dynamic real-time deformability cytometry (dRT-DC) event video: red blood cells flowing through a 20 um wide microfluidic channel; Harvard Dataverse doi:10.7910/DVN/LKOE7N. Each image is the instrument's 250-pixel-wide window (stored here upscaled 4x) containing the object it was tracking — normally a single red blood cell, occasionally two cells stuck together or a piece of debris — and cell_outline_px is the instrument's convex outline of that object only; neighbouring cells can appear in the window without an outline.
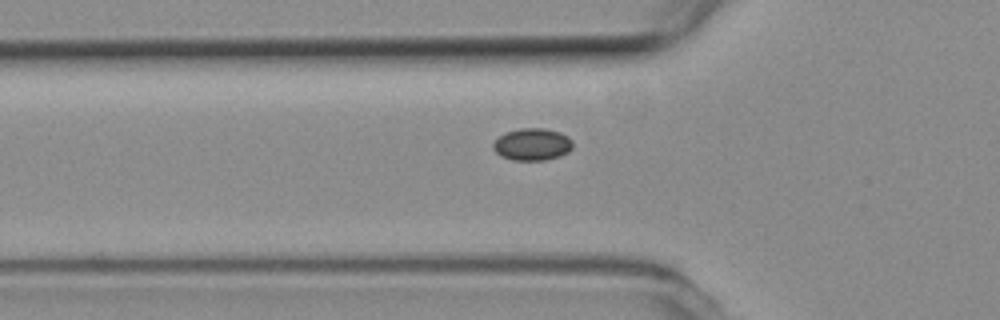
{"species": "common noctule bat (a hibernating species)", "species_latin": "Nyctalus noctula", "temperature_condition": "room temperature", "stored_images_in_passage": 39, "camera_frame_rate_fps": 3000, "um_per_image_px": 0.085, "animal": {"sex": "female", "body_mass_g": 19.3, "forearm_length_mm": 54.1}, "frame": {"image": 1, "passage_image": 4, "time_ms": 1.0, "image_size_px": [1000, 320], "cell_outline_px": [[572, 148], [568, 152], [560, 156], [544, 160], [512, 160], [500, 156], [492, 148], [492, 144], [500, 136], [508, 132], [520, 128], [544, 128], [560, 132], [568, 136], [572, 140]], "centroid_in_image_um": [45.25, 12.27], "position_along_channel_um": 80.5, "area_um2": 14.91}}
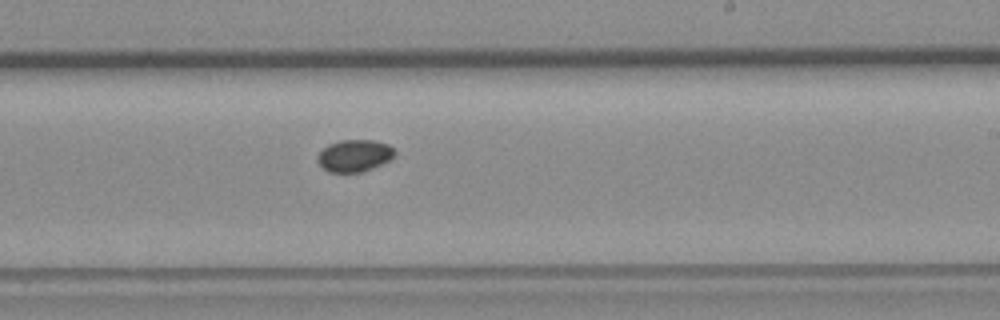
{"frame": {"image": 2, "passage_image": 18, "time_ms": 5.667, "image_size_px": [1000, 320], "cell_outline_px": [[396, 156], [372, 168], [360, 172], [328, 172], [316, 160], [320, 152], [328, 144], [340, 140], [376, 140], [388, 144], [396, 152]], "centroid_in_image_um": [30.14, 13.22], "position_along_channel_um": 258.9, "area_um2": 14.33}}
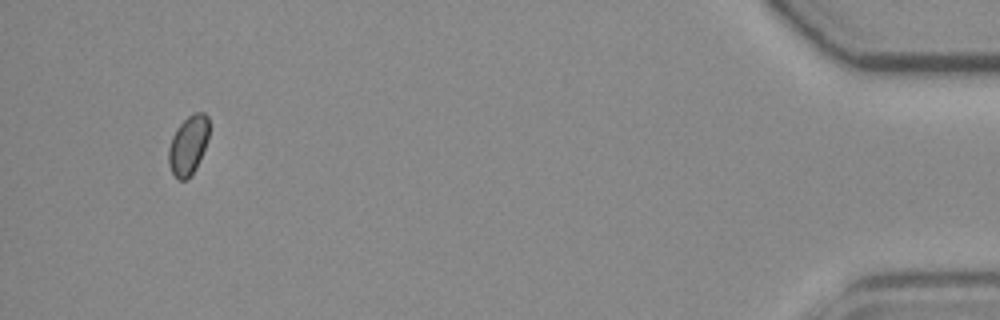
{"frame": {"image": 3, "passage_image": 37, "time_ms": 12.0, "image_size_px": [1000, 320], "cell_outline_px": [[208, 136], [204, 148], [196, 168], [184, 180], [180, 180], [172, 172], [168, 164], [168, 148], [172, 136], [176, 128], [192, 112], [204, 112], [208, 116]], "centroid_in_image_um": [15.98, 12.3], "position_along_channel_um": 419.2, "area_um2": 13.76}}